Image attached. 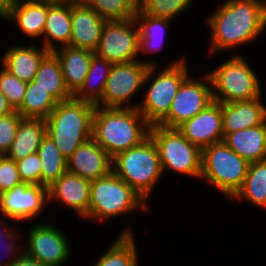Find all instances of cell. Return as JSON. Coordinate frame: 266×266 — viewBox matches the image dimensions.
Masks as SVG:
<instances>
[{
    "instance_id": "cell-1",
    "label": "cell",
    "mask_w": 266,
    "mask_h": 266,
    "mask_svg": "<svg viewBox=\"0 0 266 266\" xmlns=\"http://www.w3.org/2000/svg\"><path fill=\"white\" fill-rule=\"evenodd\" d=\"M210 53L250 44L266 29V0H224L206 18Z\"/></svg>"
},
{
    "instance_id": "cell-2",
    "label": "cell",
    "mask_w": 266,
    "mask_h": 266,
    "mask_svg": "<svg viewBox=\"0 0 266 266\" xmlns=\"http://www.w3.org/2000/svg\"><path fill=\"white\" fill-rule=\"evenodd\" d=\"M151 125L137 108L96 106L92 138L113 158L149 137Z\"/></svg>"
},
{
    "instance_id": "cell-3",
    "label": "cell",
    "mask_w": 266,
    "mask_h": 266,
    "mask_svg": "<svg viewBox=\"0 0 266 266\" xmlns=\"http://www.w3.org/2000/svg\"><path fill=\"white\" fill-rule=\"evenodd\" d=\"M94 104L77 100L57 103L45 119L48 134L63 156L68 159L82 143L92 137Z\"/></svg>"
},
{
    "instance_id": "cell-4",
    "label": "cell",
    "mask_w": 266,
    "mask_h": 266,
    "mask_svg": "<svg viewBox=\"0 0 266 266\" xmlns=\"http://www.w3.org/2000/svg\"><path fill=\"white\" fill-rule=\"evenodd\" d=\"M172 60L159 72L158 66H150L144 79L143 86L148 89L144 91L145 96L137 109L151 126L158 125L168 115L179 87L191 75L187 59L180 57Z\"/></svg>"
},
{
    "instance_id": "cell-5",
    "label": "cell",
    "mask_w": 266,
    "mask_h": 266,
    "mask_svg": "<svg viewBox=\"0 0 266 266\" xmlns=\"http://www.w3.org/2000/svg\"><path fill=\"white\" fill-rule=\"evenodd\" d=\"M112 171L147 203L163 177L158 150L149 136L137 146L112 158Z\"/></svg>"
},
{
    "instance_id": "cell-6",
    "label": "cell",
    "mask_w": 266,
    "mask_h": 266,
    "mask_svg": "<svg viewBox=\"0 0 266 266\" xmlns=\"http://www.w3.org/2000/svg\"><path fill=\"white\" fill-rule=\"evenodd\" d=\"M148 204L112 171L91 181L88 219L99 223L135 211L148 212Z\"/></svg>"
},
{
    "instance_id": "cell-7",
    "label": "cell",
    "mask_w": 266,
    "mask_h": 266,
    "mask_svg": "<svg viewBox=\"0 0 266 266\" xmlns=\"http://www.w3.org/2000/svg\"><path fill=\"white\" fill-rule=\"evenodd\" d=\"M246 60L237 52L208 72L214 101L230 103L263 96L260 79Z\"/></svg>"
},
{
    "instance_id": "cell-8",
    "label": "cell",
    "mask_w": 266,
    "mask_h": 266,
    "mask_svg": "<svg viewBox=\"0 0 266 266\" xmlns=\"http://www.w3.org/2000/svg\"><path fill=\"white\" fill-rule=\"evenodd\" d=\"M249 164L223 141L214 143L202 149L200 179L231 199L242 187Z\"/></svg>"
},
{
    "instance_id": "cell-9",
    "label": "cell",
    "mask_w": 266,
    "mask_h": 266,
    "mask_svg": "<svg viewBox=\"0 0 266 266\" xmlns=\"http://www.w3.org/2000/svg\"><path fill=\"white\" fill-rule=\"evenodd\" d=\"M149 136L158 150L163 174L179 173L191 178L200 179L202 150L190 143L177 128L153 125Z\"/></svg>"
},
{
    "instance_id": "cell-10",
    "label": "cell",
    "mask_w": 266,
    "mask_h": 266,
    "mask_svg": "<svg viewBox=\"0 0 266 266\" xmlns=\"http://www.w3.org/2000/svg\"><path fill=\"white\" fill-rule=\"evenodd\" d=\"M95 54L113 64L139 60L149 67L157 65L139 57V28L134 18L106 21Z\"/></svg>"
},
{
    "instance_id": "cell-11",
    "label": "cell",
    "mask_w": 266,
    "mask_h": 266,
    "mask_svg": "<svg viewBox=\"0 0 266 266\" xmlns=\"http://www.w3.org/2000/svg\"><path fill=\"white\" fill-rule=\"evenodd\" d=\"M149 66L139 60L114 63L108 75L102 100L96 105L104 108H138L131 100L144 89ZM130 102V103H129ZM126 104V105H125Z\"/></svg>"
},
{
    "instance_id": "cell-12",
    "label": "cell",
    "mask_w": 266,
    "mask_h": 266,
    "mask_svg": "<svg viewBox=\"0 0 266 266\" xmlns=\"http://www.w3.org/2000/svg\"><path fill=\"white\" fill-rule=\"evenodd\" d=\"M201 78L188 76L176 93L168 115L158 124L167 128H177L190 120L214 101L212 83L208 73Z\"/></svg>"
},
{
    "instance_id": "cell-13",
    "label": "cell",
    "mask_w": 266,
    "mask_h": 266,
    "mask_svg": "<svg viewBox=\"0 0 266 266\" xmlns=\"http://www.w3.org/2000/svg\"><path fill=\"white\" fill-rule=\"evenodd\" d=\"M24 249L28 257L45 266H63L72 255L70 240L58 226L50 222L38 223L29 229ZM28 239V240H27Z\"/></svg>"
},
{
    "instance_id": "cell-14",
    "label": "cell",
    "mask_w": 266,
    "mask_h": 266,
    "mask_svg": "<svg viewBox=\"0 0 266 266\" xmlns=\"http://www.w3.org/2000/svg\"><path fill=\"white\" fill-rule=\"evenodd\" d=\"M48 205V187L40 184L22 182L0 194V213L17 223L35 220Z\"/></svg>"
},
{
    "instance_id": "cell-15",
    "label": "cell",
    "mask_w": 266,
    "mask_h": 266,
    "mask_svg": "<svg viewBox=\"0 0 266 266\" xmlns=\"http://www.w3.org/2000/svg\"><path fill=\"white\" fill-rule=\"evenodd\" d=\"M177 130L201 150L223 141L222 103L213 101L193 118L179 125Z\"/></svg>"
},
{
    "instance_id": "cell-16",
    "label": "cell",
    "mask_w": 266,
    "mask_h": 266,
    "mask_svg": "<svg viewBox=\"0 0 266 266\" xmlns=\"http://www.w3.org/2000/svg\"><path fill=\"white\" fill-rule=\"evenodd\" d=\"M91 181L68 171L48 187V203L58 202L74 211L82 220L88 219Z\"/></svg>"
},
{
    "instance_id": "cell-17",
    "label": "cell",
    "mask_w": 266,
    "mask_h": 266,
    "mask_svg": "<svg viewBox=\"0 0 266 266\" xmlns=\"http://www.w3.org/2000/svg\"><path fill=\"white\" fill-rule=\"evenodd\" d=\"M67 171L93 181L112 172V157L91 137L67 159Z\"/></svg>"
},
{
    "instance_id": "cell-18",
    "label": "cell",
    "mask_w": 266,
    "mask_h": 266,
    "mask_svg": "<svg viewBox=\"0 0 266 266\" xmlns=\"http://www.w3.org/2000/svg\"><path fill=\"white\" fill-rule=\"evenodd\" d=\"M106 20L80 0H71L70 46L95 52Z\"/></svg>"
},
{
    "instance_id": "cell-19",
    "label": "cell",
    "mask_w": 266,
    "mask_h": 266,
    "mask_svg": "<svg viewBox=\"0 0 266 266\" xmlns=\"http://www.w3.org/2000/svg\"><path fill=\"white\" fill-rule=\"evenodd\" d=\"M56 0H15L7 21L14 23L24 37L42 39L49 7Z\"/></svg>"
},
{
    "instance_id": "cell-20",
    "label": "cell",
    "mask_w": 266,
    "mask_h": 266,
    "mask_svg": "<svg viewBox=\"0 0 266 266\" xmlns=\"http://www.w3.org/2000/svg\"><path fill=\"white\" fill-rule=\"evenodd\" d=\"M261 98L222 103L224 137L241 129L256 127L266 121V105L262 103Z\"/></svg>"
},
{
    "instance_id": "cell-21",
    "label": "cell",
    "mask_w": 266,
    "mask_h": 266,
    "mask_svg": "<svg viewBox=\"0 0 266 266\" xmlns=\"http://www.w3.org/2000/svg\"><path fill=\"white\" fill-rule=\"evenodd\" d=\"M29 45L11 46L0 57L1 66L26 83L34 79L42 59L49 53L42 45L37 47L34 42Z\"/></svg>"
},
{
    "instance_id": "cell-22",
    "label": "cell",
    "mask_w": 266,
    "mask_h": 266,
    "mask_svg": "<svg viewBox=\"0 0 266 266\" xmlns=\"http://www.w3.org/2000/svg\"><path fill=\"white\" fill-rule=\"evenodd\" d=\"M71 35V0H56L48 9L42 46L49 52L58 49L57 43L70 46Z\"/></svg>"
},
{
    "instance_id": "cell-23",
    "label": "cell",
    "mask_w": 266,
    "mask_h": 266,
    "mask_svg": "<svg viewBox=\"0 0 266 266\" xmlns=\"http://www.w3.org/2000/svg\"><path fill=\"white\" fill-rule=\"evenodd\" d=\"M53 53L59 59L66 88L74 96L84 84L94 52L64 46Z\"/></svg>"
},
{
    "instance_id": "cell-24",
    "label": "cell",
    "mask_w": 266,
    "mask_h": 266,
    "mask_svg": "<svg viewBox=\"0 0 266 266\" xmlns=\"http://www.w3.org/2000/svg\"><path fill=\"white\" fill-rule=\"evenodd\" d=\"M223 142L249 163L266 160V121L256 127L227 134Z\"/></svg>"
},
{
    "instance_id": "cell-25",
    "label": "cell",
    "mask_w": 266,
    "mask_h": 266,
    "mask_svg": "<svg viewBox=\"0 0 266 266\" xmlns=\"http://www.w3.org/2000/svg\"><path fill=\"white\" fill-rule=\"evenodd\" d=\"M45 135L46 121L44 119L22 118L6 156L16 162L37 153Z\"/></svg>"
},
{
    "instance_id": "cell-26",
    "label": "cell",
    "mask_w": 266,
    "mask_h": 266,
    "mask_svg": "<svg viewBox=\"0 0 266 266\" xmlns=\"http://www.w3.org/2000/svg\"><path fill=\"white\" fill-rule=\"evenodd\" d=\"M131 227L121 230L116 240L98 257L93 266H138V246Z\"/></svg>"
},
{
    "instance_id": "cell-27",
    "label": "cell",
    "mask_w": 266,
    "mask_h": 266,
    "mask_svg": "<svg viewBox=\"0 0 266 266\" xmlns=\"http://www.w3.org/2000/svg\"><path fill=\"white\" fill-rule=\"evenodd\" d=\"M134 19L139 28V54L144 53L146 55L159 52L164 47V35L172 20L149 16L139 7Z\"/></svg>"
},
{
    "instance_id": "cell-28",
    "label": "cell",
    "mask_w": 266,
    "mask_h": 266,
    "mask_svg": "<svg viewBox=\"0 0 266 266\" xmlns=\"http://www.w3.org/2000/svg\"><path fill=\"white\" fill-rule=\"evenodd\" d=\"M112 66L113 63L94 52L84 84L73 97L96 106L102 100Z\"/></svg>"
},
{
    "instance_id": "cell-29",
    "label": "cell",
    "mask_w": 266,
    "mask_h": 266,
    "mask_svg": "<svg viewBox=\"0 0 266 266\" xmlns=\"http://www.w3.org/2000/svg\"><path fill=\"white\" fill-rule=\"evenodd\" d=\"M33 81L48 91L58 103L73 97L66 88L59 59L53 52L42 59Z\"/></svg>"
},
{
    "instance_id": "cell-30",
    "label": "cell",
    "mask_w": 266,
    "mask_h": 266,
    "mask_svg": "<svg viewBox=\"0 0 266 266\" xmlns=\"http://www.w3.org/2000/svg\"><path fill=\"white\" fill-rule=\"evenodd\" d=\"M246 200L266 210V160L251 162L242 187L231 200Z\"/></svg>"
},
{
    "instance_id": "cell-31",
    "label": "cell",
    "mask_w": 266,
    "mask_h": 266,
    "mask_svg": "<svg viewBox=\"0 0 266 266\" xmlns=\"http://www.w3.org/2000/svg\"><path fill=\"white\" fill-rule=\"evenodd\" d=\"M57 101L33 80L27 83L22 104L16 111L23 118L46 119L56 107Z\"/></svg>"
},
{
    "instance_id": "cell-32",
    "label": "cell",
    "mask_w": 266,
    "mask_h": 266,
    "mask_svg": "<svg viewBox=\"0 0 266 266\" xmlns=\"http://www.w3.org/2000/svg\"><path fill=\"white\" fill-rule=\"evenodd\" d=\"M37 153L42 166L41 185L49 187L67 172V159L48 134L42 138Z\"/></svg>"
},
{
    "instance_id": "cell-33",
    "label": "cell",
    "mask_w": 266,
    "mask_h": 266,
    "mask_svg": "<svg viewBox=\"0 0 266 266\" xmlns=\"http://www.w3.org/2000/svg\"><path fill=\"white\" fill-rule=\"evenodd\" d=\"M95 10L106 21L132 19L138 9V0H80Z\"/></svg>"
},
{
    "instance_id": "cell-34",
    "label": "cell",
    "mask_w": 266,
    "mask_h": 266,
    "mask_svg": "<svg viewBox=\"0 0 266 266\" xmlns=\"http://www.w3.org/2000/svg\"><path fill=\"white\" fill-rule=\"evenodd\" d=\"M194 0H138V7L155 18L174 20L191 6Z\"/></svg>"
},
{
    "instance_id": "cell-35",
    "label": "cell",
    "mask_w": 266,
    "mask_h": 266,
    "mask_svg": "<svg viewBox=\"0 0 266 266\" xmlns=\"http://www.w3.org/2000/svg\"><path fill=\"white\" fill-rule=\"evenodd\" d=\"M0 68H2L0 69V92L7 98L13 109L16 110L22 104L27 83L9 73L2 66Z\"/></svg>"
},
{
    "instance_id": "cell-36",
    "label": "cell",
    "mask_w": 266,
    "mask_h": 266,
    "mask_svg": "<svg viewBox=\"0 0 266 266\" xmlns=\"http://www.w3.org/2000/svg\"><path fill=\"white\" fill-rule=\"evenodd\" d=\"M22 118L16 110L9 115L0 116V156L9 152Z\"/></svg>"
},
{
    "instance_id": "cell-37",
    "label": "cell",
    "mask_w": 266,
    "mask_h": 266,
    "mask_svg": "<svg viewBox=\"0 0 266 266\" xmlns=\"http://www.w3.org/2000/svg\"><path fill=\"white\" fill-rule=\"evenodd\" d=\"M19 176L24 183L41 185V160L38 153L28 155L16 161Z\"/></svg>"
},
{
    "instance_id": "cell-38",
    "label": "cell",
    "mask_w": 266,
    "mask_h": 266,
    "mask_svg": "<svg viewBox=\"0 0 266 266\" xmlns=\"http://www.w3.org/2000/svg\"><path fill=\"white\" fill-rule=\"evenodd\" d=\"M21 183L16 162L6 155L0 156V194Z\"/></svg>"
},
{
    "instance_id": "cell-39",
    "label": "cell",
    "mask_w": 266,
    "mask_h": 266,
    "mask_svg": "<svg viewBox=\"0 0 266 266\" xmlns=\"http://www.w3.org/2000/svg\"><path fill=\"white\" fill-rule=\"evenodd\" d=\"M19 238L23 239V237H21V232L12 241L8 242V244H0V249L4 251H0V253H3L2 255L0 254V264L7 266L25 253L24 245L20 246V244H18ZM5 258L7 260H5Z\"/></svg>"
},
{
    "instance_id": "cell-40",
    "label": "cell",
    "mask_w": 266,
    "mask_h": 266,
    "mask_svg": "<svg viewBox=\"0 0 266 266\" xmlns=\"http://www.w3.org/2000/svg\"><path fill=\"white\" fill-rule=\"evenodd\" d=\"M7 218L6 215L0 213V244H8V242L12 241L20 233V230L18 231V229H16V232L15 227H12L9 222V220H14Z\"/></svg>"
},
{
    "instance_id": "cell-41",
    "label": "cell",
    "mask_w": 266,
    "mask_h": 266,
    "mask_svg": "<svg viewBox=\"0 0 266 266\" xmlns=\"http://www.w3.org/2000/svg\"><path fill=\"white\" fill-rule=\"evenodd\" d=\"M7 266H45L40 261L28 257L25 253Z\"/></svg>"
},
{
    "instance_id": "cell-42",
    "label": "cell",
    "mask_w": 266,
    "mask_h": 266,
    "mask_svg": "<svg viewBox=\"0 0 266 266\" xmlns=\"http://www.w3.org/2000/svg\"><path fill=\"white\" fill-rule=\"evenodd\" d=\"M15 0H0V19L7 21Z\"/></svg>"
},
{
    "instance_id": "cell-43",
    "label": "cell",
    "mask_w": 266,
    "mask_h": 266,
    "mask_svg": "<svg viewBox=\"0 0 266 266\" xmlns=\"http://www.w3.org/2000/svg\"><path fill=\"white\" fill-rule=\"evenodd\" d=\"M14 111L7 98L0 92V116L9 115Z\"/></svg>"
}]
</instances>
